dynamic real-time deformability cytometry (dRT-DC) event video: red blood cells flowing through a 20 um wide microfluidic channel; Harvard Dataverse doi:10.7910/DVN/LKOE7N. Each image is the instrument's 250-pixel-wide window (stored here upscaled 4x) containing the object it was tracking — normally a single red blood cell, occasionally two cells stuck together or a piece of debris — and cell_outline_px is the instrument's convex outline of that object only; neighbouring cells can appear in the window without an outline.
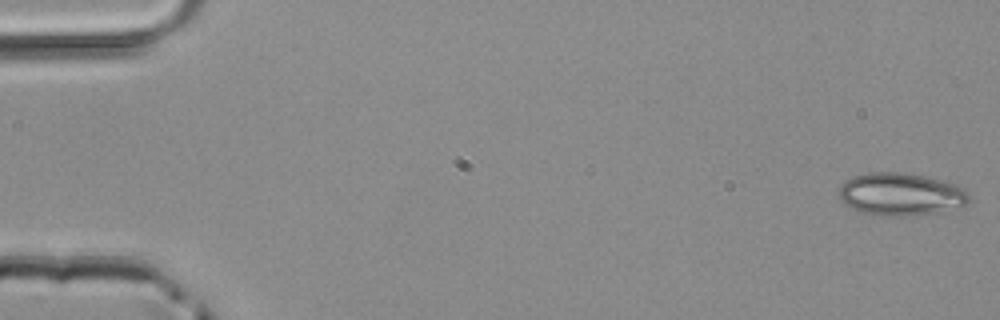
{"species": "common noctule bat (a hibernating species)", "species_latin": "Nyctalus noctula", "temperature_condition": "room temperature", "stored_images_in_passage": 49, "camera_frame_rate_fps": 3000, "um_per_image_px": 0.085, "animal": {"sex": "male", "body_mass_g": 20.4}, "frame": {"image": 1, "passage_image": 1, "time_ms": 0.0, "image_size_px": [1000, 320], "cell_outline_px": [[972, 196], [964, 204], [936, 212], [904, 216], [896, 216], [864, 212], [852, 208], [844, 204], [840, 200], [840, 184], [844, 180], [852, 176], [872, 172], [904, 172], [924, 176], [952, 184], [964, 188]], "centroid_in_image_um": [76.52, 16.48], "position_along_channel_um": 8.5, "area_um2": 31.79}}
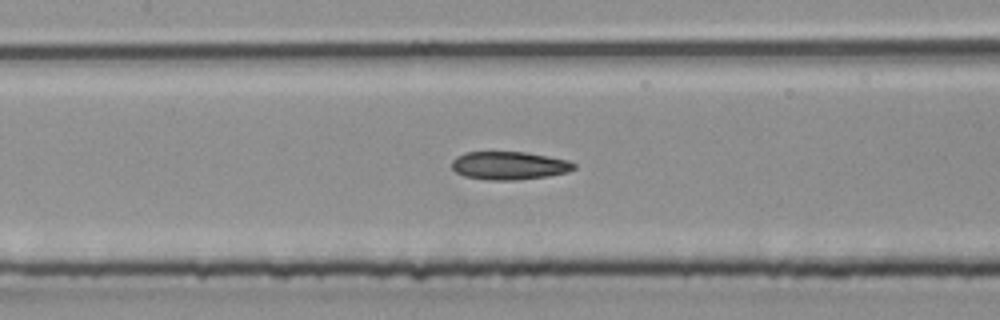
{"frame": {"image": 2, "passage_image": 23, "time_ms": 7.333, "image_size_px": [1000, 320], "cell_outline_px": [[576, 168], [568, 172], [548, 176], [516, 180], [484, 180], [464, 176], [456, 172], [452, 168], [452, 160], [456, 156], [464, 152], [524, 152], [548, 156], [568, 160], [576, 164]], "centroid_in_image_um": [43.27, 14.08], "position_along_channel_um": 164.1, "area_um2": 20.17}}
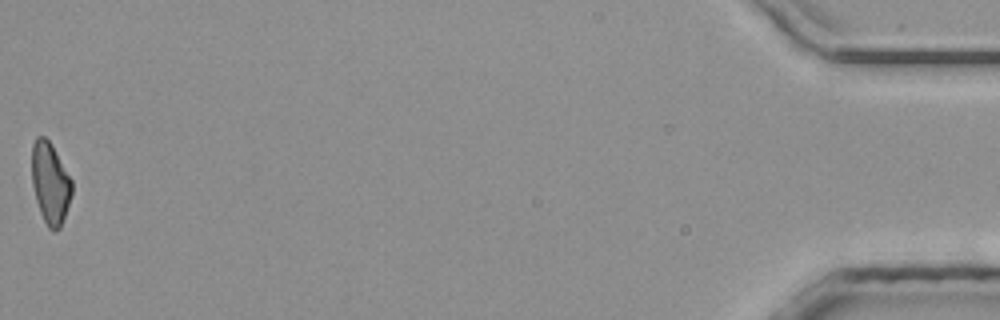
{"frame": {"image": 3, "passage_image": 49, "time_ms": 16.0, "image_size_px": [1000, 320], "cell_outline_px": [[72, 192], [60, 228], [52, 232], [48, 228], [40, 212], [36, 200], [32, 184], [32, 144], [36, 136], [44, 136], [52, 144], [72, 180]], "centroid_in_image_um": [4.26, 15.54], "position_along_channel_um": 430.9, "area_um2": 18.96}}